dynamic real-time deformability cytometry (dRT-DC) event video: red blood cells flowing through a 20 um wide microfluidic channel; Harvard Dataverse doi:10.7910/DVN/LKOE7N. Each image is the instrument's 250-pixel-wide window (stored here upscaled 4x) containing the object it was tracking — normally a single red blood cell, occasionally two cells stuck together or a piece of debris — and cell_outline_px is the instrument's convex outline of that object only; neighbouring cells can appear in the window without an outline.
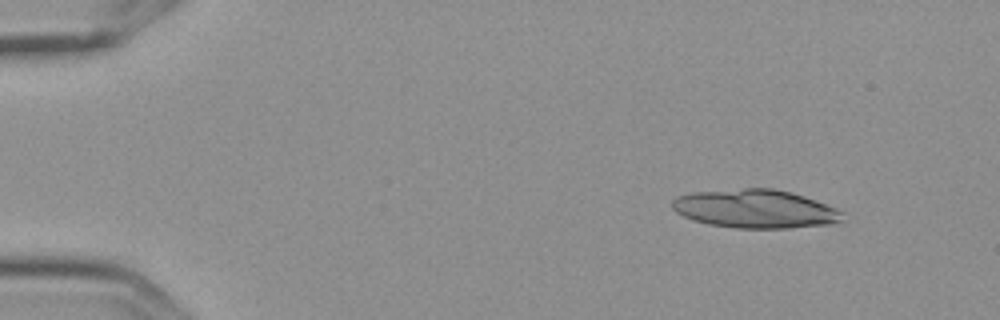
{"species": "Egyptian fruit bat (a non-hibernating species)", "species_latin": "Rousettus aegyptiacus", "temperature_condition": "cold", "stored_images_in_passage": 6, "camera_frame_rate_fps": 3000, "um_per_image_px": 0.085, "frame": {"image": 1, "passage_image": 1, "time_ms": 0.0, "image_size_px": [1000, 320], "cell_outline_px": [[844, 212], [840, 220], [832, 224], [788, 228], [736, 228], [708, 224], [692, 220], [676, 212], [672, 208], [672, 200], [676, 196], [692, 192], [744, 188], [772, 188], [792, 192], [804, 196], [836, 208]], "centroid_in_image_um": [64.17, 17.75], "position_along_channel_um": 20.8, "area_um2": 38.32}}
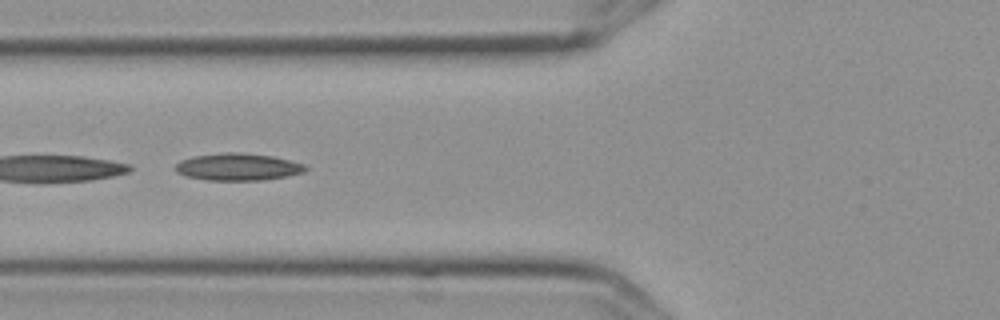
{"frame": {"image": 2, "passage_image": 5, "time_ms": 1.333, "image_size_px": [1000, 320], "cell_outline_px": [[308, 168], [304, 172], [288, 176], [260, 180], [208, 180], [184, 176], [176, 172], [176, 164], [180, 160], [192, 156], [224, 152], [240, 152], [272, 156], [304, 164]], "centroid_in_image_um": [20.19, 14.18], "position_along_channel_um": 105.6, "area_um2": 20.63}}
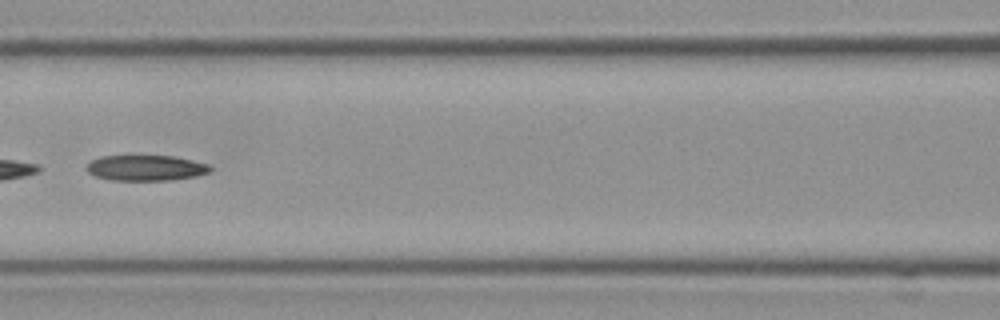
{"frame": {"image": 3, "passage_image": 6, "time_ms": 1.667, "image_size_px": [1000, 320], "cell_outline_px": [[212, 168], [208, 172], [196, 176], [168, 180], [112, 180], [96, 176], [88, 172], [84, 168], [92, 160], [100, 156], [172, 156], [192, 160], [208, 164]], "centroid_in_image_um": [12.37, 14.27], "position_along_channel_um": 154.2, "area_um2": 18.26}}